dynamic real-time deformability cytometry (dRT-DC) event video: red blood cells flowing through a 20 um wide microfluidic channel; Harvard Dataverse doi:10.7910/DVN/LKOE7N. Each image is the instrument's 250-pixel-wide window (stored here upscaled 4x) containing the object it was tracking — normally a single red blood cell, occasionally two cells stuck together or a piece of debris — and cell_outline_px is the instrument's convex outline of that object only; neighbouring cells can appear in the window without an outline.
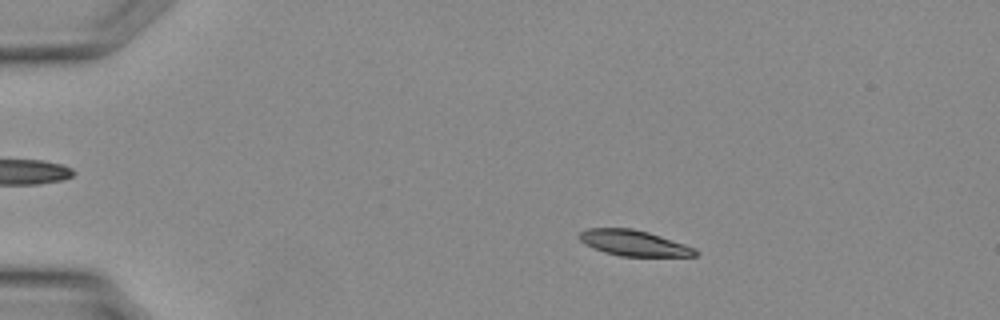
{"species": "Egyptian fruit bat (a non-hibernating species)", "species_latin": "Rousettus aegyptiacus", "temperature_condition": "warm", "stored_images_in_passage": 19, "camera_frame_rate_fps": 3000, "um_per_image_px": 0.085, "animal": {"sex": "female"}, "frame": {"image": 1, "passage_image": 7, "time_ms": 2.0, "image_size_px": [1000, 320], "cell_outline_px": [[700, 252], [696, 256], [620, 256], [604, 252], [584, 244], [576, 236], [580, 232], [588, 228], [632, 228], [648, 232], [696, 248]], "centroid_in_image_um": [53.86, 20.66], "position_along_channel_um": 31.1, "area_um2": 17.4}}
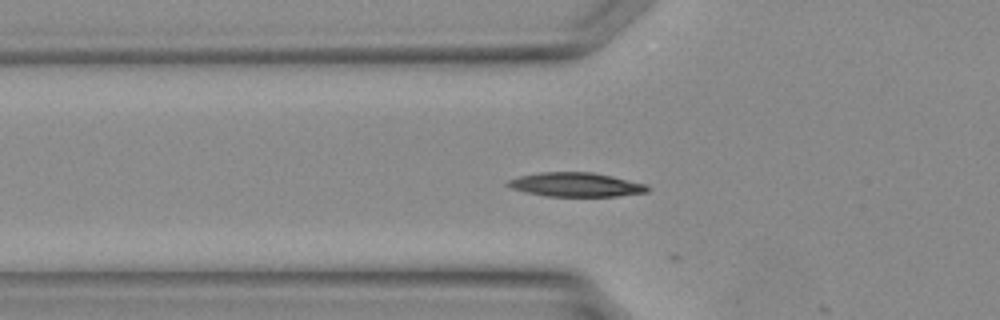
{"frame": {"image": 2, "passage_image": 13, "time_ms": 4.0, "image_size_px": [1000, 320], "cell_outline_px": [[648, 192], [620, 196], [548, 196], [528, 192], [512, 188], [504, 184], [508, 180], [520, 176], [540, 172], [592, 172], [612, 176], [648, 184]], "centroid_in_image_um": [48.98, 15.69], "position_along_channel_um": 76.8, "area_um2": 19.54}}
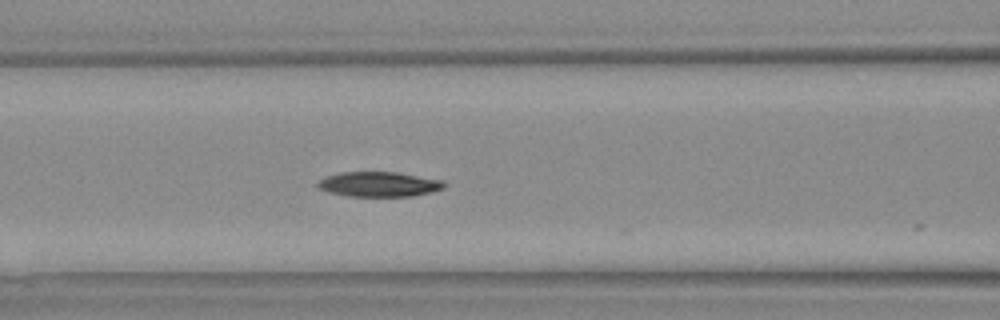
{"frame": {"image": 3, "passage_image": 16, "time_ms": 5.0, "image_size_px": [1000, 320], "cell_outline_px": [[444, 188], [412, 196], [348, 196], [328, 192], [320, 188], [316, 184], [320, 180], [328, 176], [340, 172], [396, 172], [444, 180]], "centroid_in_image_um": [32.21, 15.65], "position_along_channel_um": 134.4, "area_um2": 18.15}}